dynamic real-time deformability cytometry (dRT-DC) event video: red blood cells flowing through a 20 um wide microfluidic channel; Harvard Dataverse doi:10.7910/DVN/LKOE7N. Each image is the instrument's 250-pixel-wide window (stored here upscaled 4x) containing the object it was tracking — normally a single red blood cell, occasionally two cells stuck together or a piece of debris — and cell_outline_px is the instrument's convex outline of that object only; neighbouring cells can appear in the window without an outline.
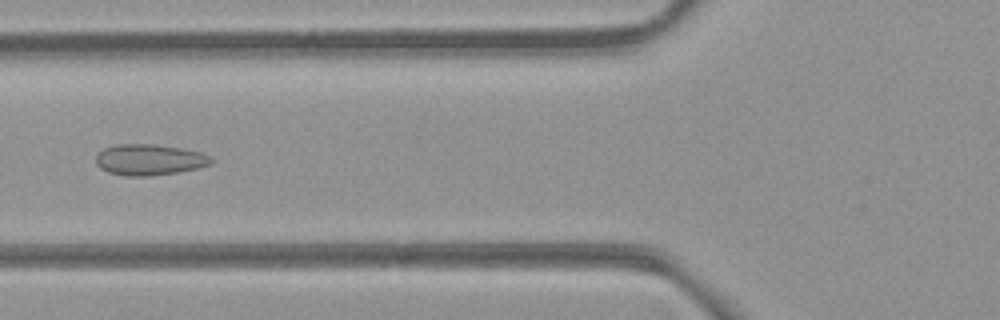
{"species": "common noctule bat (a hibernating species)", "species_latin": "Nyctalus noctula", "temperature_condition": "room temperature", "stored_images_in_passage": 3, "camera_frame_rate_fps": 3000, "um_per_image_px": 0.085, "animal": {"sex": "female", "body_mass_g": 21.9}, "frame": {"image": 1, "passage_image": 2, "time_ms": 0.333, "image_size_px": [1000, 320], "cell_outline_px": [[212, 164], [196, 168], [176, 172], [148, 176], [124, 176], [108, 172], [100, 168], [96, 164], [96, 156], [104, 148], [116, 144], [152, 144], [180, 148], [200, 152], [208, 156], [212, 160]], "centroid_in_image_um": [12.65, 13.58], "position_along_channel_um": 113.1, "area_um2": 20.63}}
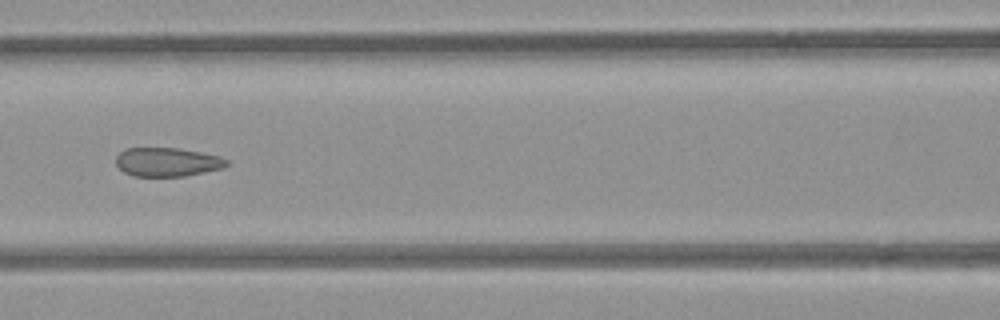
{"frame": {"image": 2, "passage_image": 3, "time_ms": 0.667, "image_size_px": [1000, 320], "cell_outline_px": [[228, 164], [224, 168], [184, 176], [132, 176], [124, 172], [116, 164], [116, 156], [124, 148], [180, 148], [220, 156], [228, 160]], "centroid_in_image_um": [14.22, 13.77], "position_along_channel_um": 152.4, "area_um2": 18.67}}